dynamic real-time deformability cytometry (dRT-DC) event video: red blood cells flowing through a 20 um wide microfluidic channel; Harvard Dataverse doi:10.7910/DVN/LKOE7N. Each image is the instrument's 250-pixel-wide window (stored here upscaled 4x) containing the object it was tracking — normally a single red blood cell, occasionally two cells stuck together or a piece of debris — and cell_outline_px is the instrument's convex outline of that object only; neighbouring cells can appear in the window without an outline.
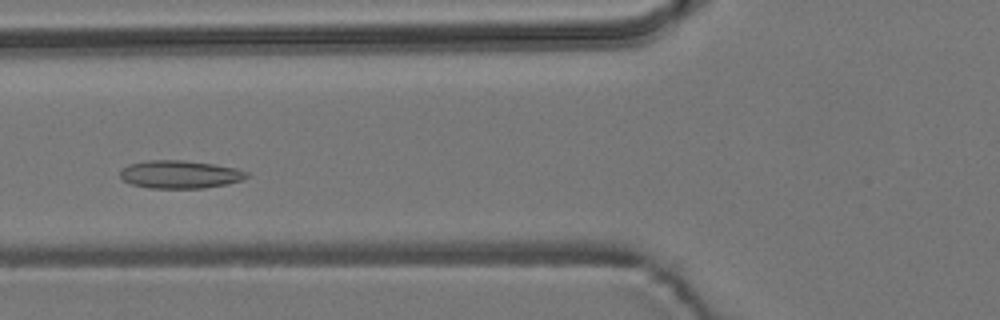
{"species": "common noctule bat (a hibernating species)", "species_latin": "Nyctalus noctula", "temperature_condition": "room temperature", "stored_images_in_passage": 46, "camera_frame_rate_fps": 3000, "um_per_image_px": 0.085, "animal": {"sex": "male", "body_mass_g": 19.2, "forearm_length_mm": 51.8}, "frame": {"image": 1, "passage_image": 12, "time_ms": 3.667, "image_size_px": [1000, 320], "cell_outline_px": [[248, 176], [244, 180], [228, 184], [204, 188], [148, 188], [132, 184], [124, 180], [120, 176], [120, 172], [128, 164], [144, 160], [184, 160], [212, 164], [236, 168], [248, 172]], "centroid_in_image_um": [15.31, 14.82], "position_along_channel_um": 110.5, "area_um2": 20.69}}
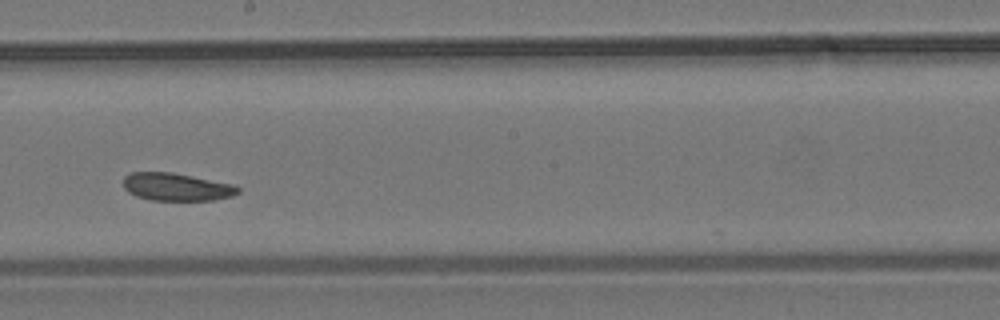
{"frame": {"image": 2, "passage_image": 22, "time_ms": 7.0, "image_size_px": [1000, 320], "cell_outline_px": [[240, 192], [232, 196], [216, 200], [152, 200], [136, 196], [128, 192], [124, 188], [124, 176], [132, 172], [172, 172], [236, 184], [240, 188]], "centroid_in_image_um": [15.05, 15.88], "position_along_channel_um": 233.2, "area_um2": 18.73}}
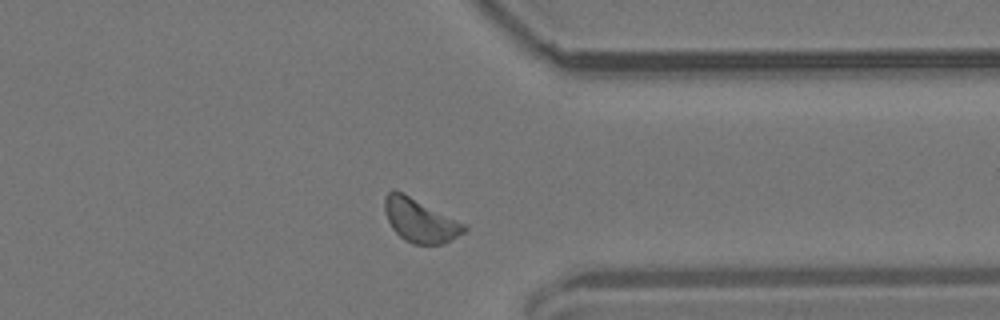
{"frame": {"image": 3, "passage_image": 34, "time_ms": 11.0, "image_size_px": [1000, 320], "cell_outline_px": [[468, 228], [464, 232], [440, 244], [412, 244], [404, 240], [392, 228], [384, 212], [384, 196], [392, 188], [464, 224]], "centroid_in_image_um": [35.63, 18.74], "position_along_channel_um": 375.8, "area_um2": 19.48}, "authors_computed_cell_mechanics": {"area_um2": 19.4497, "velocity_mm_per_s": 3.6854, "shape_relaxation_time_tau1_ms": 5.8322, "shape_relaxation_time_tau2_ms": 11.115, "deformation_change_tau1": 0.1044, "deformation_change_tau2": 0.1952}}